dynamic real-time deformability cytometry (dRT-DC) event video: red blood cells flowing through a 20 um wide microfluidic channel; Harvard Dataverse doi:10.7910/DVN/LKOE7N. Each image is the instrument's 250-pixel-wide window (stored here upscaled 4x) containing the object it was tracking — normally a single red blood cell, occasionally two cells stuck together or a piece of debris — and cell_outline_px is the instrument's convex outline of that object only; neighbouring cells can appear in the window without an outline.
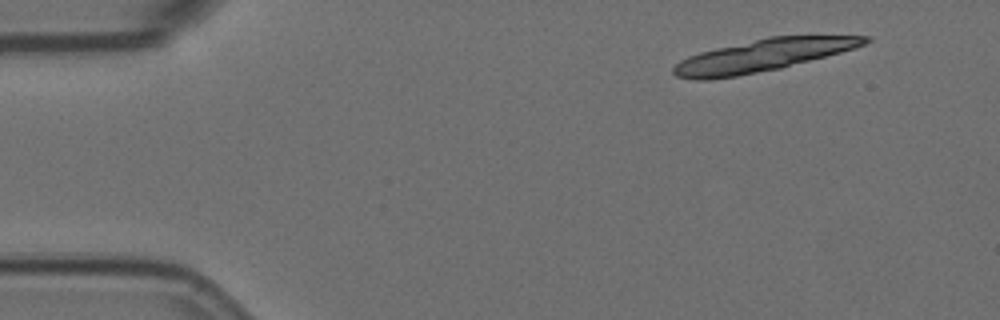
{"species": "Egyptian fruit bat (a non-hibernating species)", "species_latin": "Rousettus aegyptiacus", "temperature_condition": "room temperature", "stored_images_in_passage": 14, "camera_frame_rate_fps": 3000, "um_per_image_px": 0.085, "animal": {"sex": "female"}, "frame": {"image": 1, "passage_image": 1, "time_ms": 0.0, "image_size_px": [1000, 320], "cell_outline_px": [[872, 40], [856, 48], [780, 68], [736, 76], [708, 80], [696, 80], [676, 76], [672, 72], [672, 68], [680, 60], [688, 56], [700, 52], [716, 48], [768, 36], [872, 36]], "centroid_in_image_um": [64.81, 4.71], "position_along_channel_um": 20.2, "area_um2": 35.6}}
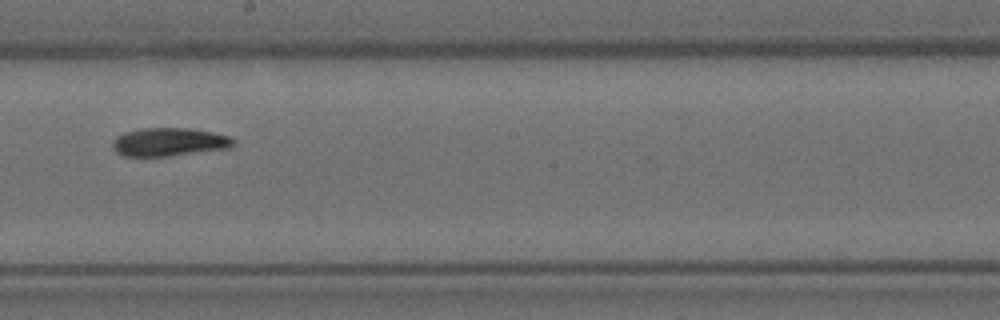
{"frame": {"image": 2, "passage_image": 8, "time_ms": 2.333, "image_size_px": [1000, 320], "cell_outline_px": [[236, 144], [228, 148], [168, 156], [124, 156], [116, 152], [112, 148], [112, 140], [116, 136], [124, 132], [140, 128], [188, 128], [212, 132], [232, 136], [236, 140]], "centroid_in_image_um": [14.37, 12.06], "position_along_channel_um": 233.8, "area_um2": 20.11}}
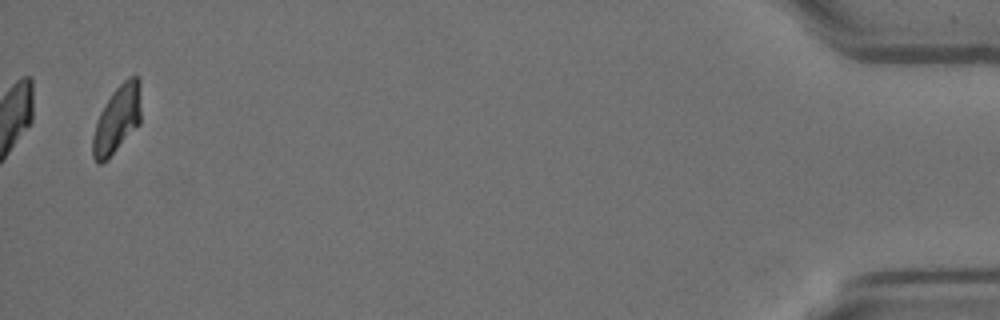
{"frame": {"image": 3, "passage_image": 14, "time_ms": 4.333, "image_size_px": [1000, 320], "cell_outline_px": [[140, 124], [100, 164], [92, 156], [92, 136], [96, 120], [104, 104], [112, 92], [128, 76], [136, 76], [140, 80]], "centroid_in_image_um": [9.94, 10.08], "position_along_channel_um": 425.3, "area_um2": 18.67}}